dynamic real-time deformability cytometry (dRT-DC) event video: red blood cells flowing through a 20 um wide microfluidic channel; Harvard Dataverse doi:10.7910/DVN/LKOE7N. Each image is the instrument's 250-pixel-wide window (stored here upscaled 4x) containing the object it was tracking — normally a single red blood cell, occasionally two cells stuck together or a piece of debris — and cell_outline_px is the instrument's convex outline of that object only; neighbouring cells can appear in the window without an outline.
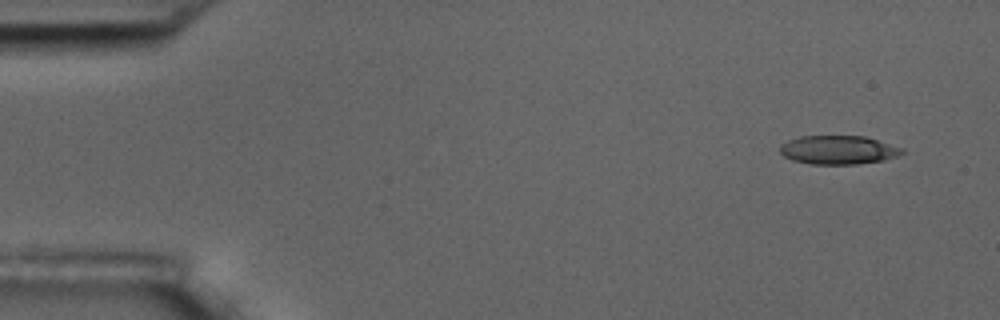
{"species": "common noctule bat (a hibernating species)", "species_latin": "Nyctalus noctula", "temperature_condition": "room temperature", "stored_images_in_passage": 5, "camera_frame_rate_fps": 3000, "um_per_image_px": 0.085, "animal": {"sex": "male", "body_mass_g": 17.5, "forearm_length_mm": 52.3}, "frame": {"image": 1, "passage_image": 1, "time_ms": 0.0, "image_size_px": [1000, 320], "cell_outline_px": [[904, 152], [896, 156], [884, 160], [856, 164], [812, 164], [792, 160], [784, 156], [780, 152], [780, 144], [788, 140], [800, 136], [864, 136], [904, 148]], "centroid_in_image_um": [71.24, 12.74], "position_along_channel_um": 13.8, "area_um2": 20.4}}
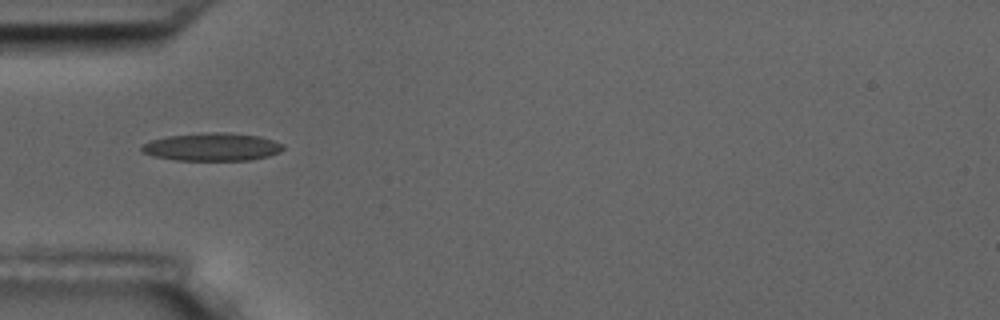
{"frame": {"image": 2, "passage_image": 5, "time_ms": 4.667, "image_size_px": [1000, 320], "cell_outline_px": [[284, 148], [280, 152], [268, 156], [248, 160], [176, 160], [152, 156], [140, 152], [140, 148], [144, 144], [152, 140], [168, 136], [208, 132], [228, 132], [260, 136], [284, 144]], "centroid_in_image_um": [18.03, 12.48], "position_along_channel_um": 67.0, "area_um2": 23.06}}